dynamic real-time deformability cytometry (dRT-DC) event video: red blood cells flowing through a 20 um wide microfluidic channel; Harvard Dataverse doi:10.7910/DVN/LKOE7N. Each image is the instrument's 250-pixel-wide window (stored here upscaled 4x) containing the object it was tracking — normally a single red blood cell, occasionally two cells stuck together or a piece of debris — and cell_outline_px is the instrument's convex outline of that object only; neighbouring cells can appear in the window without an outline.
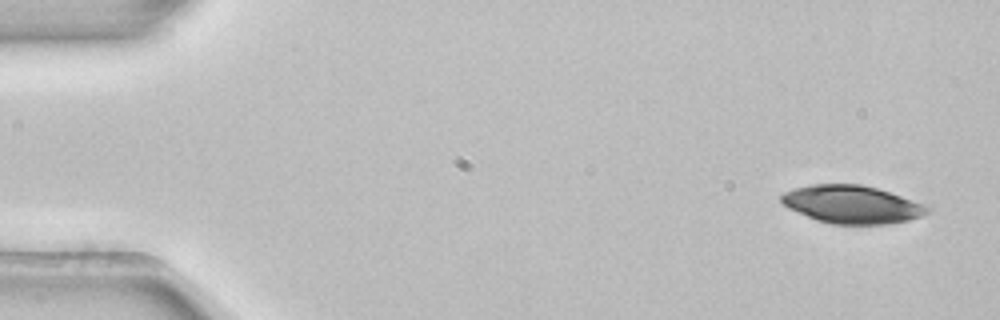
{"species": "common noctule bat (a hibernating species)", "species_latin": "Nyctalus noctula", "temperature_condition": "room temperature", "stored_images_in_passage": 4, "camera_frame_rate_fps": 3000, "um_per_image_px": 0.085, "animal": {"sex": "female", "body_mass_g": 22.7, "forearm_length_mm": 54.2}, "frame": {"image": 1, "passage_image": 1, "time_ms": 0.0, "image_size_px": [1000, 320], "cell_outline_px": [[932, 212], [908, 220], [888, 224], [832, 224], [816, 220], [788, 208], [780, 200], [780, 196], [784, 192], [796, 188], [812, 184], [860, 184], [876, 188], [924, 204], [932, 208]], "centroid_in_image_um": [72.42, 17.38], "position_along_channel_um": 12.6, "area_um2": 32.14}}